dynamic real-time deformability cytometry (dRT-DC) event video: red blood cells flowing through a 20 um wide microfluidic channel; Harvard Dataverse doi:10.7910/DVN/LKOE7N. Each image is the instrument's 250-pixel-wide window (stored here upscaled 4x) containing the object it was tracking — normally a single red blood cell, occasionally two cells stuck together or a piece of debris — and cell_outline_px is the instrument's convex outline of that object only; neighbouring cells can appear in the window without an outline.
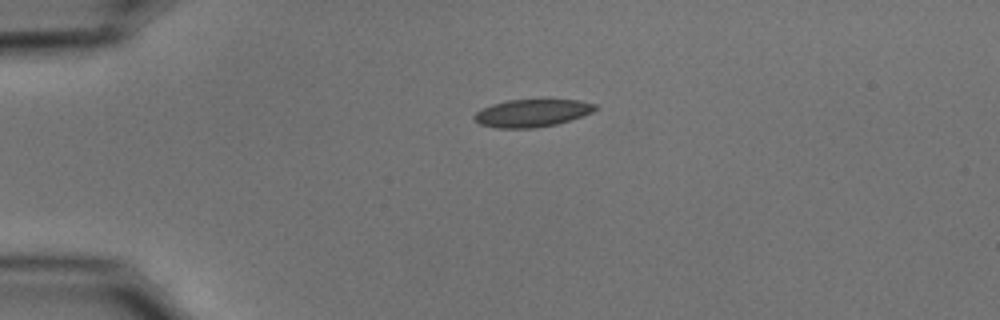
{"species": "common noctule bat (a hibernating species)", "species_latin": "Nyctalus noctula", "temperature_condition": "cold", "stored_images_in_passage": 42, "camera_frame_rate_fps": 3000, "um_per_image_px": 0.085, "animal": {"sex": "male", "body_mass_g": 15.6}, "frame": {"image": 1, "passage_image": 1, "time_ms": 0.0, "image_size_px": [1000, 320], "cell_outline_px": [[596, 108], [592, 112], [556, 124], [532, 128], [496, 128], [480, 124], [472, 116], [476, 112], [492, 104], [508, 100], [580, 100], [596, 104]], "centroid_in_image_um": [45.19, 9.61], "position_along_channel_um": 39.8, "area_um2": 19.13}}
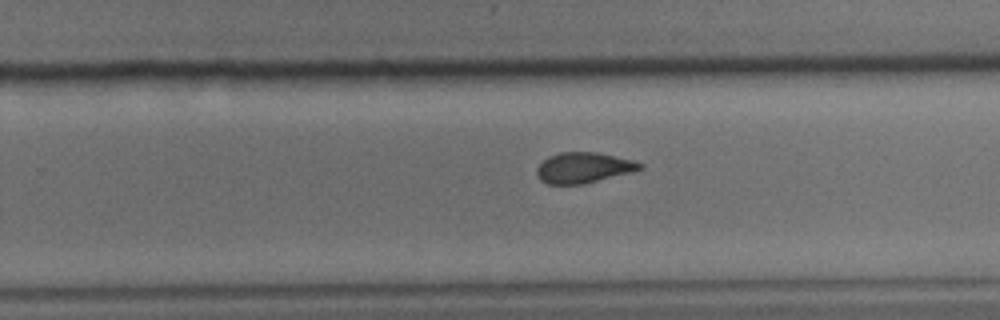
{"frame": {"image": 2, "passage_image": 23, "time_ms": 7.333, "image_size_px": [1000, 320], "cell_outline_px": [[644, 168], [632, 172], [584, 184], [548, 184], [540, 180], [536, 176], [536, 168], [548, 156], [560, 152], [596, 152], [632, 160], [644, 164]], "centroid_in_image_um": [49.59, 14.26], "position_along_channel_um": 280.2, "area_um2": 18.44}}
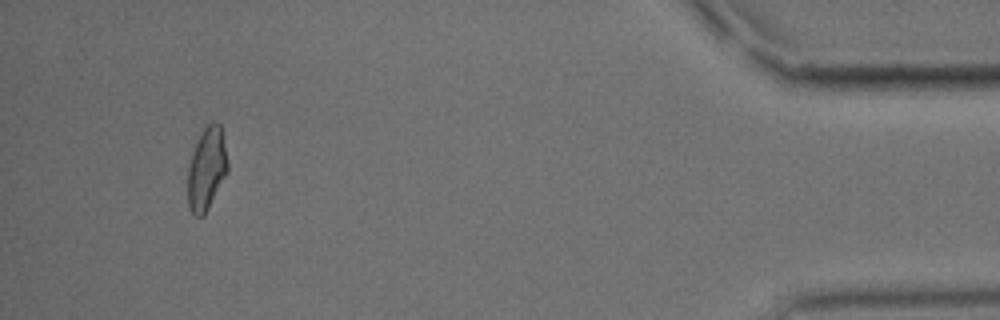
{"frame": {"image": 3, "passage_image": 39, "time_ms": 12.667, "image_size_px": [1000, 320], "cell_outline_px": [[228, 172], [204, 216], [196, 216], [188, 208], [188, 168], [192, 152], [204, 128], [212, 120], [216, 120], [220, 124], [228, 164]], "centroid_in_image_um": [17.57, 14.36], "position_along_channel_um": 417.6, "area_um2": 19.13}, "authors_computed_cell_mechanics": {"area_um2": 19.2763, "velocity_mm_per_s": 3.7441, "shape_relaxation_time_tau1_ms": 3.9826, "shape_relaxation_time_tau2_ms": 1.7802, "deformation_change_tau1": 0.1436, "deformation_change_tau2": 0.0737}}